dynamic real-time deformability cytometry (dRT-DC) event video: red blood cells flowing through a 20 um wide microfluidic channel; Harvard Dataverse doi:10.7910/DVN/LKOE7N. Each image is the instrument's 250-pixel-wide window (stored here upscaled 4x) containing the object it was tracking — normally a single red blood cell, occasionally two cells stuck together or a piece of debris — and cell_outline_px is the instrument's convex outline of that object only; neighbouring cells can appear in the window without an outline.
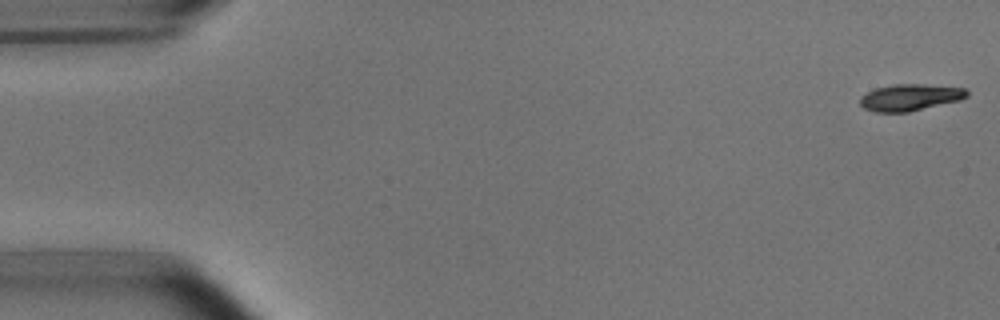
{"species": "common noctule bat (a hibernating species)", "species_latin": "Nyctalus noctula", "temperature_condition": "room temperature", "stored_images_in_passage": 5, "camera_frame_rate_fps": 3000, "um_per_image_px": 0.085, "animal": {"sex": "male", "body_mass_g": 15.6}, "frame": {"image": 1, "passage_image": 1, "time_ms": 0.0, "image_size_px": [1000, 320], "cell_outline_px": [[968, 96], [960, 100], [908, 112], [876, 112], [864, 108], [860, 104], [860, 96], [876, 88], [892, 84], [924, 84], [964, 88], [968, 92]], "centroid_in_image_um": [77.34, 8.27], "position_along_channel_um": 7.7, "area_um2": 16.53}}